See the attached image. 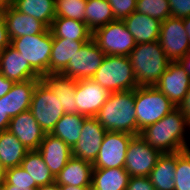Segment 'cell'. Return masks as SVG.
Instances as JSON below:
<instances>
[{"instance_id":"1","label":"cell","mask_w":190,"mask_h":190,"mask_svg":"<svg viewBox=\"0 0 190 190\" xmlns=\"http://www.w3.org/2000/svg\"><path fill=\"white\" fill-rule=\"evenodd\" d=\"M187 129L190 130V125L185 115L176 107L159 121L143 129L140 136L162 154L182 152L189 144L185 137Z\"/></svg>"},{"instance_id":"2","label":"cell","mask_w":190,"mask_h":190,"mask_svg":"<svg viewBox=\"0 0 190 190\" xmlns=\"http://www.w3.org/2000/svg\"><path fill=\"white\" fill-rule=\"evenodd\" d=\"M135 89L109 93L96 118L107 130L137 135Z\"/></svg>"},{"instance_id":"3","label":"cell","mask_w":190,"mask_h":190,"mask_svg":"<svg viewBox=\"0 0 190 190\" xmlns=\"http://www.w3.org/2000/svg\"><path fill=\"white\" fill-rule=\"evenodd\" d=\"M128 57L138 86H154L171 62L159 41L136 44Z\"/></svg>"},{"instance_id":"4","label":"cell","mask_w":190,"mask_h":190,"mask_svg":"<svg viewBox=\"0 0 190 190\" xmlns=\"http://www.w3.org/2000/svg\"><path fill=\"white\" fill-rule=\"evenodd\" d=\"M92 80L109 93L129 91L138 87L128 56L106 55Z\"/></svg>"},{"instance_id":"5","label":"cell","mask_w":190,"mask_h":190,"mask_svg":"<svg viewBox=\"0 0 190 190\" xmlns=\"http://www.w3.org/2000/svg\"><path fill=\"white\" fill-rule=\"evenodd\" d=\"M135 112L137 119V135L147 126L159 121L176 107L154 86H138L135 88Z\"/></svg>"},{"instance_id":"6","label":"cell","mask_w":190,"mask_h":190,"mask_svg":"<svg viewBox=\"0 0 190 190\" xmlns=\"http://www.w3.org/2000/svg\"><path fill=\"white\" fill-rule=\"evenodd\" d=\"M53 37L50 29L45 33L14 38L10 45L14 47L30 66L42 77L49 74V62Z\"/></svg>"},{"instance_id":"7","label":"cell","mask_w":190,"mask_h":190,"mask_svg":"<svg viewBox=\"0 0 190 190\" xmlns=\"http://www.w3.org/2000/svg\"><path fill=\"white\" fill-rule=\"evenodd\" d=\"M30 111L45 133H50L65 114L55 93L42 80L34 88Z\"/></svg>"},{"instance_id":"8","label":"cell","mask_w":190,"mask_h":190,"mask_svg":"<svg viewBox=\"0 0 190 190\" xmlns=\"http://www.w3.org/2000/svg\"><path fill=\"white\" fill-rule=\"evenodd\" d=\"M92 38L106 55L129 56L136 46L135 39L123 20H115L97 28Z\"/></svg>"},{"instance_id":"9","label":"cell","mask_w":190,"mask_h":190,"mask_svg":"<svg viewBox=\"0 0 190 190\" xmlns=\"http://www.w3.org/2000/svg\"><path fill=\"white\" fill-rule=\"evenodd\" d=\"M106 54L91 38L85 42L77 53L70 59L67 67L60 73L75 80L92 79L101 66Z\"/></svg>"},{"instance_id":"10","label":"cell","mask_w":190,"mask_h":190,"mask_svg":"<svg viewBox=\"0 0 190 190\" xmlns=\"http://www.w3.org/2000/svg\"><path fill=\"white\" fill-rule=\"evenodd\" d=\"M161 155L140 135H135L128 145L124 168L130 177H149Z\"/></svg>"},{"instance_id":"11","label":"cell","mask_w":190,"mask_h":190,"mask_svg":"<svg viewBox=\"0 0 190 190\" xmlns=\"http://www.w3.org/2000/svg\"><path fill=\"white\" fill-rule=\"evenodd\" d=\"M135 135L125 132L107 131L93 168H120L125 165L128 145Z\"/></svg>"},{"instance_id":"12","label":"cell","mask_w":190,"mask_h":190,"mask_svg":"<svg viewBox=\"0 0 190 190\" xmlns=\"http://www.w3.org/2000/svg\"><path fill=\"white\" fill-rule=\"evenodd\" d=\"M161 48L171 62L179 61L190 49L183 19L169 17L161 23L158 39Z\"/></svg>"},{"instance_id":"13","label":"cell","mask_w":190,"mask_h":190,"mask_svg":"<svg viewBox=\"0 0 190 190\" xmlns=\"http://www.w3.org/2000/svg\"><path fill=\"white\" fill-rule=\"evenodd\" d=\"M106 132L96 117H85L78 142L72 147V156L93 164Z\"/></svg>"},{"instance_id":"14","label":"cell","mask_w":190,"mask_h":190,"mask_svg":"<svg viewBox=\"0 0 190 190\" xmlns=\"http://www.w3.org/2000/svg\"><path fill=\"white\" fill-rule=\"evenodd\" d=\"M154 87L178 107L190 87V76L178 61L170 62Z\"/></svg>"},{"instance_id":"15","label":"cell","mask_w":190,"mask_h":190,"mask_svg":"<svg viewBox=\"0 0 190 190\" xmlns=\"http://www.w3.org/2000/svg\"><path fill=\"white\" fill-rule=\"evenodd\" d=\"M108 95L109 92L92 79L78 80L75 93L78 113L85 117H96Z\"/></svg>"},{"instance_id":"16","label":"cell","mask_w":190,"mask_h":190,"mask_svg":"<svg viewBox=\"0 0 190 190\" xmlns=\"http://www.w3.org/2000/svg\"><path fill=\"white\" fill-rule=\"evenodd\" d=\"M8 131L28 150H37L46 134L30 110L12 117Z\"/></svg>"},{"instance_id":"17","label":"cell","mask_w":190,"mask_h":190,"mask_svg":"<svg viewBox=\"0 0 190 190\" xmlns=\"http://www.w3.org/2000/svg\"><path fill=\"white\" fill-rule=\"evenodd\" d=\"M0 73L14 83L41 79V76L30 66L28 61L11 45L7 46L0 54Z\"/></svg>"},{"instance_id":"18","label":"cell","mask_w":190,"mask_h":190,"mask_svg":"<svg viewBox=\"0 0 190 190\" xmlns=\"http://www.w3.org/2000/svg\"><path fill=\"white\" fill-rule=\"evenodd\" d=\"M37 150L40 152L54 177L59 174L67 162L73 157L72 148L63 140L50 133L45 134Z\"/></svg>"},{"instance_id":"19","label":"cell","mask_w":190,"mask_h":190,"mask_svg":"<svg viewBox=\"0 0 190 190\" xmlns=\"http://www.w3.org/2000/svg\"><path fill=\"white\" fill-rule=\"evenodd\" d=\"M5 24L10 41L27 35L45 33L49 28L40 20L8 6L5 13Z\"/></svg>"},{"instance_id":"20","label":"cell","mask_w":190,"mask_h":190,"mask_svg":"<svg viewBox=\"0 0 190 190\" xmlns=\"http://www.w3.org/2000/svg\"><path fill=\"white\" fill-rule=\"evenodd\" d=\"M41 79H30L24 82H16L10 91L2 97L3 108L11 118L30 110L32 94L36 84Z\"/></svg>"},{"instance_id":"21","label":"cell","mask_w":190,"mask_h":190,"mask_svg":"<svg viewBox=\"0 0 190 190\" xmlns=\"http://www.w3.org/2000/svg\"><path fill=\"white\" fill-rule=\"evenodd\" d=\"M123 22L136 44L158 41L162 23L160 20L134 11Z\"/></svg>"},{"instance_id":"22","label":"cell","mask_w":190,"mask_h":190,"mask_svg":"<svg viewBox=\"0 0 190 190\" xmlns=\"http://www.w3.org/2000/svg\"><path fill=\"white\" fill-rule=\"evenodd\" d=\"M41 80L55 93L65 113H78L75 100L77 80L62 74H47Z\"/></svg>"},{"instance_id":"23","label":"cell","mask_w":190,"mask_h":190,"mask_svg":"<svg viewBox=\"0 0 190 190\" xmlns=\"http://www.w3.org/2000/svg\"><path fill=\"white\" fill-rule=\"evenodd\" d=\"M93 165L82 159L72 157L55 177L60 186L91 187Z\"/></svg>"},{"instance_id":"24","label":"cell","mask_w":190,"mask_h":190,"mask_svg":"<svg viewBox=\"0 0 190 190\" xmlns=\"http://www.w3.org/2000/svg\"><path fill=\"white\" fill-rule=\"evenodd\" d=\"M130 175L124 167L93 168L92 190H126Z\"/></svg>"},{"instance_id":"25","label":"cell","mask_w":190,"mask_h":190,"mask_svg":"<svg viewBox=\"0 0 190 190\" xmlns=\"http://www.w3.org/2000/svg\"><path fill=\"white\" fill-rule=\"evenodd\" d=\"M85 42L53 37L49 74H60Z\"/></svg>"},{"instance_id":"26","label":"cell","mask_w":190,"mask_h":190,"mask_svg":"<svg viewBox=\"0 0 190 190\" xmlns=\"http://www.w3.org/2000/svg\"><path fill=\"white\" fill-rule=\"evenodd\" d=\"M176 152L163 153L149 178L155 190H175Z\"/></svg>"},{"instance_id":"27","label":"cell","mask_w":190,"mask_h":190,"mask_svg":"<svg viewBox=\"0 0 190 190\" xmlns=\"http://www.w3.org/2000/svg\"><path fill=\"white\" fill-rule=\"evenodd\" d=\"M49 29L52 37L72 41H89L93 35L85 22L65 17H55Z\"/></svg>"},{"instance_id":"28","label":"cell","mask_w":190,"mask_h":190,"mask_svg":"<svg viewBox=\"0 0 190 190\" xmlns=\"http://www.w3.org/2000/svg\"><path fill=\"white\" fill-rule=\"evenodd\" d=\"M28 151L10 131L0 133V161L5 169L20 166Z\"/></svg>"},{"instance_id":"29","label":"cell","mask_w":190,"mask_h":190,"mask_svg":"<svg viewBox=\"0 0 190 190\" xmlns=\"http://www.w3.org/2000/svg\"><path fill=\"white\" fill-rule=\"evenodd\" d=\"M84 119L85 116L79 113H65L50 134L60 138L72 148L78 142Z\"/></svg>"},{"instance_id":"30","label":"cell","mask_w":190,"mask_h":190,"mask_svg":"<svg viewBox=\"0 0 190 190\" xmlns=\"http://www.w3.org/2000/svg\"><path fill=\"white\" fill-rule=\"evenodd\" d=\"M16 10L30 15L51 27L55 15V0H14Z\"/></svg>"},{"instance_id":"31","label":"cell","mask_w":190,"mask_h":190,"mask_svg":"<svg viewBox=\"0 0 190 190\" xmlns=\"http://www.w3.org/2000/svg\"><path fill=\"white\" fill-rule=\"evenodd\" d=\"M20 166L27 171L32 183H36L39 187L55 181V177L38 150H29Z\"/></svg>"},{"instance_id":"32","label":"cell","mask_w":190,"mask_h":190,"mask_svg":"<svg viewBox=\"0 0 190 190\" xmlns=\"http://www.w3.org/2000/svg\"><path fill=\"white\" fill-rule=\"evenodd\" d=\"M113 21L115 17L108 0H87L85 23L92 32Z\"/></svg>"},{"instance_id":"33","label":"cell","mask_w":190,"mask_h":190,"mask_svg":"<svg viewBox=\"0 0 190 190\" xmlns=\"http://www.w3.org/2000/svg\"><path fill=\"white\" fill-rule=\"evenodd\" d=\"M135 11L161 22L171 17L168 0H137Z\"/></svg>"},{"instance_id":"34","label":"cell","mask_w":190,"mask_h":190,"mask_svg":"<svg viewBox=\"0 0 190 190\" xmlns=\"http://www.w3.org/2000/svg\"><path fill=\"white\" fill-rule=\"evenodd\" d=\"M86 3L87 0H55V15L85 22Z\"/></svg>"},{"instance_id":"35","label":"cell","mask_w":190,"mask_h":190,"mask_svg":"<svg viewBox=\"0 0 190 190\" xmlns=\"http://www.w3.org/2000/svg\"><path fill=\"white\" fill-rule=\"evenodd\" d=\"M175 190H190V157L176 152Z\"/></svg>"},{"instance_id":"36","label":"cell","mask_w":190,"mask_h":190,"mask_svg":"<svg viewBox=\"0 0 190 190\" xmlns=\"http://www.w3.org/2000/svg\"><path fill=\"white\" fill-rule=\"evenodd\" d=\"M0 184H10L25 189L37 190L39 188L36 183H32L31 177L21 166L6 169L4 180Z\"/></svg>"},{"instance_id":"37","label":"cell","mask_w":190,"mask_h":190,"mask_svg":"<svg viewBox=\"0 0 190 190\" xmlns=\"http://www.w3.org/2000/svg\"><path fill=\"white\" fill-rule=\"evenodd\" d=\"M115 20H123L136 9L137 0H108Z\"/></svg>"},{"instance_id":"38","label":"cell","mask_w":190,"mask_h":190,"mask_svg":"<svg viewBox=\"0 0 190 190\" xmlns=\"http://www.w3.org/2000/svg\"><path fill=\"white\" fill-rule=\"evenodd\" d=\"M171 17L183 19L190 16V0H168Z\"/></svg>"},{"instance_id":"39","label":"cell","mask_w":190,"mask_h":190,"mask_svg":"<svg viewBox=\"0 0 190 190\" xmlns=\"http://www.w3.org/2000/svg\"><path fill=\"white\" fill-rule=\"evenodd\" d=\"M126 190H155L149 177H130Z\"/></svg>"},{"instance_id":"40","label":"cell","mask_w":190,"mask_h":190,"mask_svg":"<svg viewBox=\"0 0 190 190\" xmlns=\"http://www.w3.org/2000/svg\"><path fill=\"white\" fill-rule=\"evenodd\" d=\"M178 108L181 110L182 114L185 115V118L190 125V87Z\"/></svg>"},{"instance_id":"41","label":"cell","mask_w":190,"mask_h":190,"mask_svg":"<svg viewBox=\"0 0 190 190\" xmlns=\"http://www.w3.org/2000/svg\"><path fill=\"white\" fill-rule=\"evenodd\" d=\"M10 38L8 36L7 28L5 22L0 24V54L2 51L10 45Z\"/></svg>"},{"instance_id":"42","label":"cell","mask_w":190,"mask_h":190,"mask_svg":"<svg viewBox=\"0 0 190 190\" xmlns=\"http://www.w3.org/2000/svg\"><path fill=\"white\" fill-rule=\"evenodd\" d=\"M11 117L5 113L3 108V100L0 98V133L8 130Z\"/></svg>"},{"instance_id":"43","label":"cell","mask_w":190,"mask_h":190,"mask_svg":"<svg viewBox=\"0 0 190 190\" xmlns=\"http://www.w3.org/2000/svg\"><path fill=\"white\" fill-rule=\"evenodd\" d=\"M14 82L12 80L7 79L3 74L0 73V98L6 95Z\"/></svg>"},{"instance_id":"44","label":"cell","mask_w":190,"mask_h":190,"mask_svg":"<svg viewBox=\"0 0 190 190\" xmlns=\"http://www.w3.org/2000/svg\"><path fill=\"white\" fill-rule=\"evenodd\" d=\"M181 66L185 69L186 73L190 76V49L188 52L183 56L182 59L178 61Z\"/></svg>"},{"instance_id":"45","label":"cell","mask_w":190,"mask_h":190,"mask_svg":"<svg viewBox=\"0 0 190 190\" xmlns=\"http://www.w3.org/2000/svg\"><path fill=\"white\" fill-rule=\"evenodd\" d=\"M37 190H60V185L54 181L53 183L40 186Z\"/></svg>"},{"instance_id":"46","label":"cell","mask_w":190,"mask_h":190,"mask_svg":"<svg viewBox=\"0 0 190 190\" xmlns=\"http://www.w3.org/2000/svg\"><path fill=\"white\" fill-rule=\"evenodd\" d=\"M60 190H92L91 187H76L71 185L60 186Z\"/></svg>"},{"instance_id":"47","label":"cell","mask_w":190,"mask_h":190,"mask_svg":"<svg viewBox=\"0 0 190 190\" xmlns=\"http://www.w3.org/2000/svg\"><path fill=\"white\" fill-rule=\"evenodd\" d=\"M184 29L187 33L188 40L190 42V16L183 18Z\"/></svg>"},{"instance_id":"48","label":"cell","mask_w":190,"mask_h":190,"mask_svg":"<svg viewBox=\"0 0 190 190\" xmlns=\"http://www.w3.org/2000/svg\"><path fill=\"white\" fill-rule=\"evenodd\" d=\"M1 190H35V189H25L20 187H15L14 185L10 184H0Z\"/></svg>"},{"instance_id":"49","label":"cell","mask_w":190,"mask_h":190,"mask_svg":"<svg viewBox=\"0 0 190 190\" xmlns=\"http://www.w3.org/2000/svg\"><path fill=\"white\" fill-rule=\"evenodd\" d=\"M7 7V5L0 3V24H3L5 22V13Z\"/></svg>"},{"instance_id":"50","label":"cell","mask_w":190,"mask_h":190,"mask_svg":"<svg viewBox=\"0 0 190 190\" xmlns=\"http://www.w3.org/2000/svg\"><path fill=\"white\" fill-rule=\"evenodd\" d=\"M5 170L6 169L3 167V165L0 161V183L4 180Z\"/></svg>"},{"instance_id":"51","label":"cell","mask_w":190,"mask_h":190,"mask_svg":"<svg viewBox=\"0 0 190 190\" xmlns=\"http://www.w3.org/2000/svg\"><path fill=\"white\" fill-rule=\"evenodd\" d=\"M0 3L5 4L7 6H12L14 3V0H0Z\"/></svg>"},{"instance_id":"52","label":"cell","mask_w":190,"mask_h":190,"mask_svg":"<svg viewBox=\"0 0 190 190\" xmlns=\"http://www.w3.org/2000/svg\"><path fill=\"white\" fill-rule=\"evenodd\" d=\"M184 152L190 157V146L189 145L184 149Z\"/></svg>"}]
</instances>
